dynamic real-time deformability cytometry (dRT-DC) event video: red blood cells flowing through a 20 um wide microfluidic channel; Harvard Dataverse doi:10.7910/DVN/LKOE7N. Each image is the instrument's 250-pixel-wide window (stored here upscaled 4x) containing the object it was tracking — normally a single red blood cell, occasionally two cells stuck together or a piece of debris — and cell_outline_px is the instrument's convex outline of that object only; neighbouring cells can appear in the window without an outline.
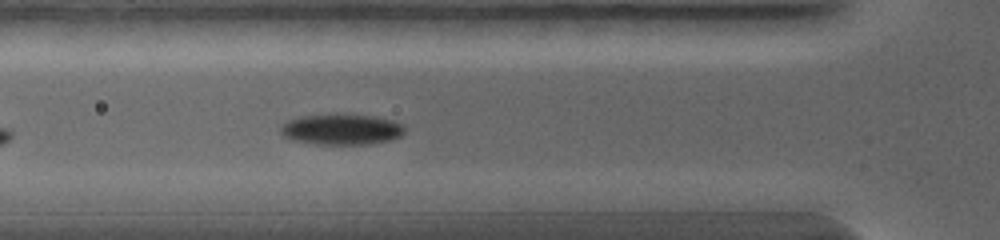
{"species": "common noctule bat (a hibernating species)", "species_latin": "Nyctalus noctula", "temperature_condition": "warm", "stored_images_in_passage": 15, "camera_frame_rate_fps": 5000, "um_per_image_px": 0.085, "animal": {"sex": "female", "body_mass_g": 19.0, "forearm_length_mm": 56.7}, "frame": {"image": 1, "passage_image": 3, "time_ms": 1.4, "image_size_px": [1000, 240], "cell_outline_px": [[404, 132], [400, 136], [388, 140], [368, 144], [316, 144], [292, 140], [284, 136], [280, 132], [280, 124], [288, 120], [300, 116], [336, 112], [376, 116], [392, 120], [404, 124]], "centroid_in_image_um": [28.99, 10.96], "position_along_channel_um": 96.8, "area_um2": 22.83}}